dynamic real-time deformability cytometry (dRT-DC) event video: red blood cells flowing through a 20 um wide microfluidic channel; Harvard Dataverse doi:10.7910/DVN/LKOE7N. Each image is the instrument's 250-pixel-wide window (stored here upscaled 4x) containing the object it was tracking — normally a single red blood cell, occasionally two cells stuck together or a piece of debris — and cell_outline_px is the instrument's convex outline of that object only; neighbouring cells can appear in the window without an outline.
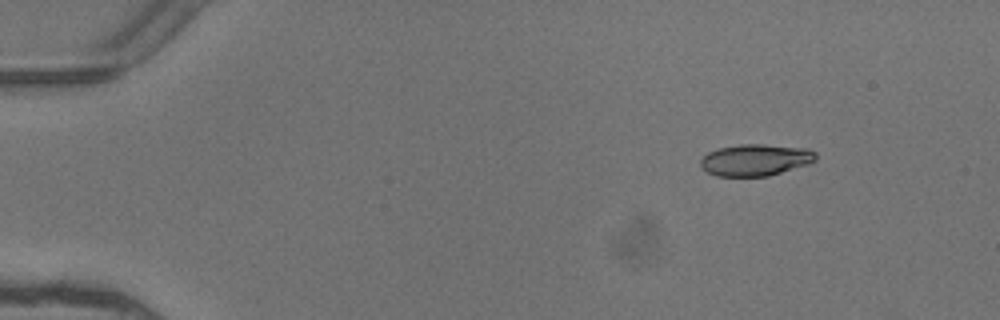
{"species": "common noctule bat (a hibernating species)", "species_latin": "Nyctalus noctula", "temperature_condition": "warm", "stored_images_in_passage": 5, "camera_frame_rate_fps": 3000, "um_per_image_px": 0.085, "animal": {"sex": "female"}, "frame": {"image": 1, "passage_image": 1, "time_ms": 0.0, "image_size_px": [1000, 320], "cell_outline_px": [[816, 160], [808, 164], [768, 176], [716, 176], [700, 168], [700, 160], [708, 152], [720, 148], [740, 144], [764, 144], [808, 148], [816, 152]], "centroid_in_image_um": [64.21, 13.59], "position_along_channel_um": 20.8, "area_um2": 21.33}}
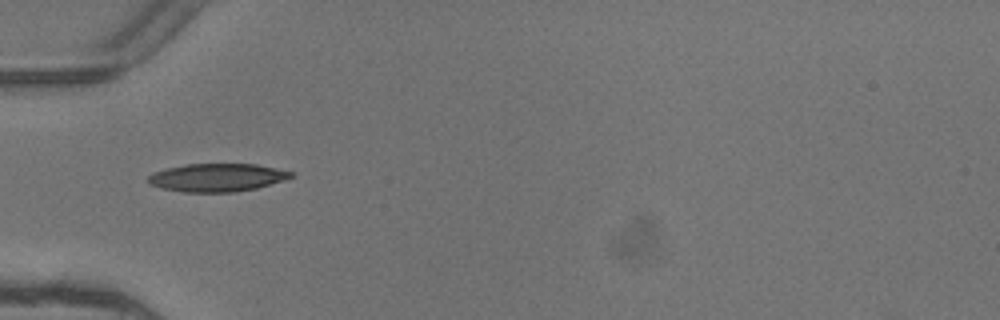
{"frame": {"image": 2, "passage_image": 4, "time_ms": 1.0, "image_size_px": [1000, 320], "cell_outline_px": [[292, 176], [284, 180], [256, 188], [236, 192], [184, 192], [160, 188], [148, 184], [148, 176], [152, 172], [164, 168], [184, 164], [256, 164], [292, 172]], "centroid_in_image_um": [18.37, 15.09], "position_along_channel_um": 66.6, "area_um2": 23.41}}
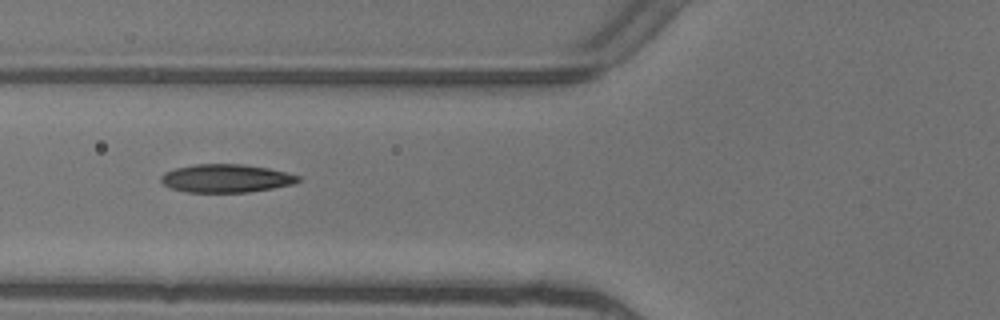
{"frame": {"image": 3, "passage_image": 5, "time_ms": 1.333, "image_size_px": [1000, 320], "cell_outline_px": [[300, 180], [292, 184], [272, 188], [248, 192], [188, 192], [172, 188], [164, 184], [160, 180], [160, 176], [164, 172], [176, 168], [196, 164], [244, 164], [268, 168], [300, 176]], "centroid_in_image_um": [19.2, 15.15], "position_along_channel_um": 106.6, "area_um2": 22.37}}